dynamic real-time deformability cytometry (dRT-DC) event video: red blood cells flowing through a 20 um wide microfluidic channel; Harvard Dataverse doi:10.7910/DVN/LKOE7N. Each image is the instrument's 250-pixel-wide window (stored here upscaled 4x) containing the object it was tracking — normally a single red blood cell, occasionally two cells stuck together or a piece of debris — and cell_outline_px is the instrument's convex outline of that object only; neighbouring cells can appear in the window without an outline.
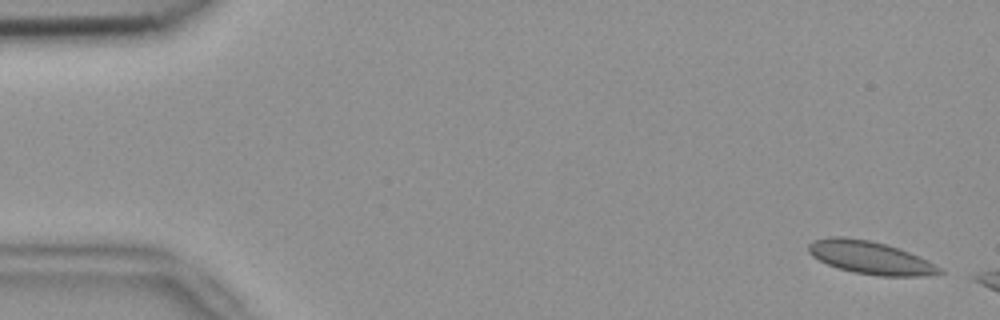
{"species": "common noctule bat (a hibernating species)", "species_latin": "Nyctalus noctula", "temperature_condition": "room temperature", "stored_images_in_passage": 7, "camera_frame_rate_fps": 3000, "um_per_image_px": 0.085, "animal": {"sex": "female", "body_mass_g": 18.4}, "frame": {"image": 1, "passage_image": 1, "time_ms": 0.0, "image_size_px": [1000, 320], "cell_outline_px": [[944, 272], [924, 276], [880, 276], [852, 272], [828, 264], [812, 256], [808, 252], [808, 244], [812, 240], [828, 236], [844, 236], [868, 240], [884, 244], [908, 252], [928, 260], [940, 268]], "centroid_in_image_um": [73.93, 21.89], "position_along_channel_um": 11.1, "area_um2": 24.91}}